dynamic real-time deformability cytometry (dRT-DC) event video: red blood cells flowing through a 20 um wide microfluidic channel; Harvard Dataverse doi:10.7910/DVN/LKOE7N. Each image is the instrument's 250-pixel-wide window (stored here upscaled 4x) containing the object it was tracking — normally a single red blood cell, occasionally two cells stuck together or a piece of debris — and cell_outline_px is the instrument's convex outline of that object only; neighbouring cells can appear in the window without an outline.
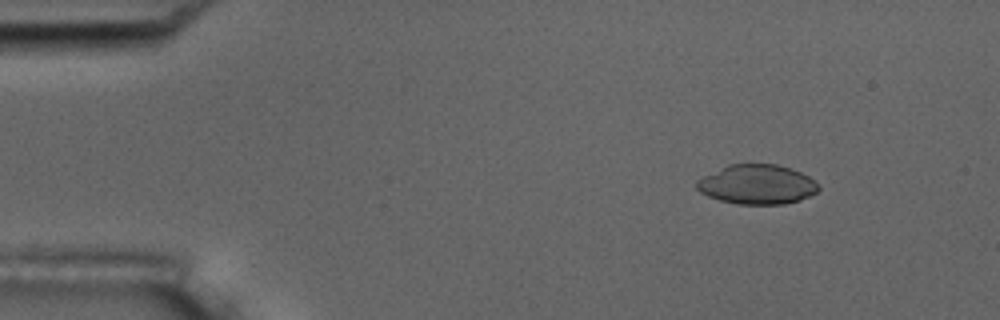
{"species": "common noctule bat (a hibernating species)", "species_latin": "Nyctalus noctula", "temperature_condition": "room temperature", "stored_images_in_passage": 4, "camera_frame_rate_fps": 3000, "um_per_image_px": 0.085, "animal": {"sex": "male", "body_mass_g": 17.5, "forearm_length_mm": 52.3}, "frame": {"image": 1, "passage_image": 1, "time_ms": 0.0, "image_size_px": [1000, 320], "cell_outline_px": [[820, 188], [816, 192], [800, 200], [784, 204], [736, 204], [720, 200], [708, 196], [700, 192], [696, 188], [696, 180], [728, 164], [776, 164], [792, 168], [808, 176]], "centroid_in_image_um": [64.33, 15.68], "position_along_channel_um": 20.7, "area_um2": 27.98}}
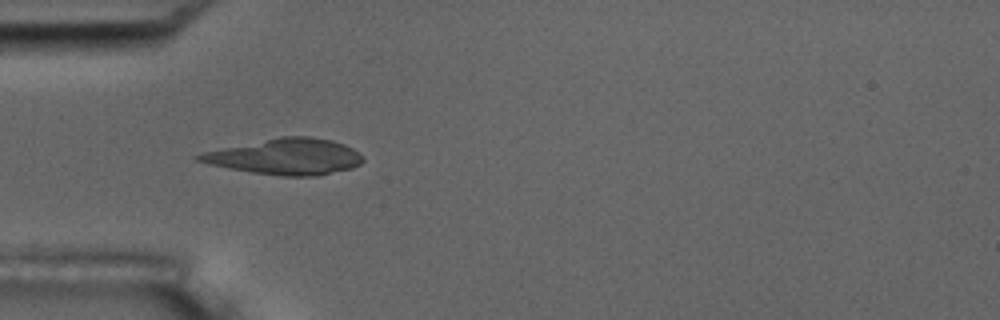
{"frame": {"image": 2, "passage_image": 4, "time_ms": 3.333, "image_size_px": [1000, 320], "cell_outline_px": [[364, 160], [360, 164], [352, 168], [316, 176], [280, 176], [252, 172], [228, 168], [208, 164], [196, 160], [192, 156], [204, 152], [280, 136], [312, 136], [332, 140], [344, 144], [352, 148]], "centroid_in_image_um": [24.26, 13.31], "position_along_channel_um": 60.7, "area_um2": 34.16}}